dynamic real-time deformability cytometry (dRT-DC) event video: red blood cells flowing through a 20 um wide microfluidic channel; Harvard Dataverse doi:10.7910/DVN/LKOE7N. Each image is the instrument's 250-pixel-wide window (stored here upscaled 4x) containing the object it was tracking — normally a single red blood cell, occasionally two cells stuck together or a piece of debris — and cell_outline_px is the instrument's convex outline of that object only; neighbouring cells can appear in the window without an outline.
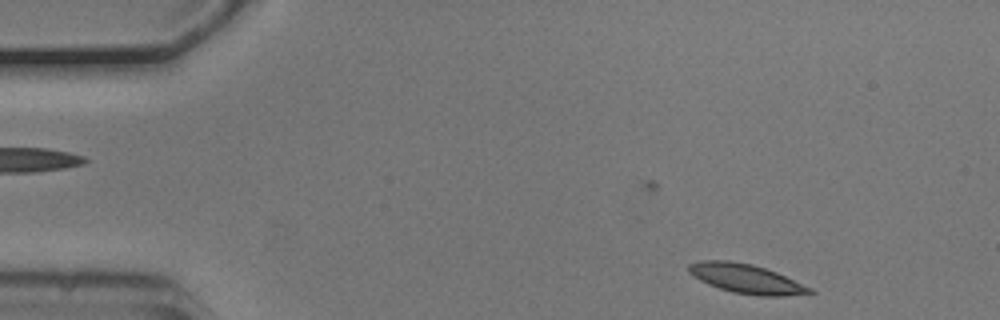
{"species": "common noctule bat (a hibernating species)", "species_latin": "Nyctalus noctula", "temperature_condition": "cold", "stored_images_in_passage": 49, "camera_frame_rate_fps": 3000, "um_per_image_px": 0.085, "animal": {"sex": "male", "body_mass_g": 20.5, "forearm_length_mm": 52.5}, "frame": {"image": 1, "passage_image": 1, "time_ms": 0.0, "image_size_px": [1000, 320], "cell_outline_px": [[816, 292], [784, 296], [760, 296], [732, 292], [708, 284], [692, 276], [688, 272], [688, 264], [700, 260], [728, 260], [752, 264], [776, 272], [812, 288]], "centroid_in_image_um": [63.39, 23.68], "position_along_channel_um": 21.6, "area_um2": 20.58}}
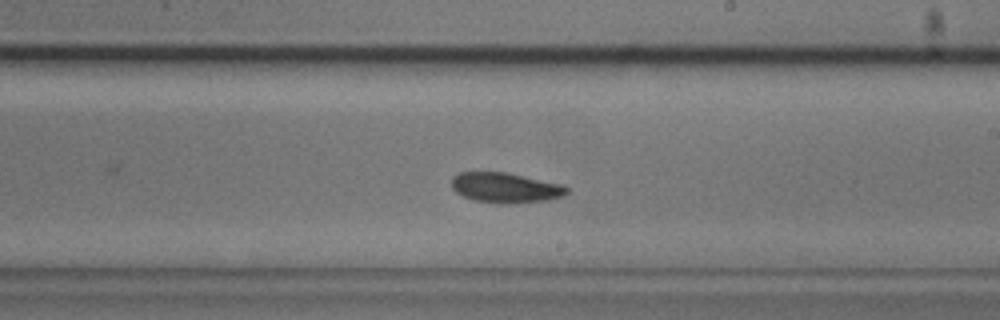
{"frame": {"image": 2, "passage_image": 26, "time_ms": 8.333, "image_size_px": [1000, 320], "cell_outline_px": [[568, 192], [564, 196], [548, 200], [496, 204], [472, 200], [456, 192], [452, 188], [452, 176], [460, 172], [508, 172], [564, 184], [568, 188]], "centroid_in_image_um": [42.98, 15.95], "position_along_channel_um": 246.0, "area_um2": 20.46}}
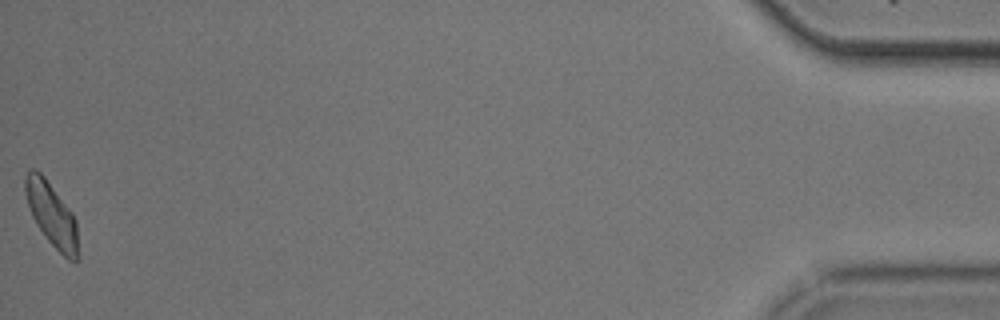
{"frame": {"image": 3, "passage_image": 49, "time_ms": 16.0, "image_size_px": [1000, 320], "cell_outline_px": [[80, 260], [68, 260], [48, 240], [36, 224], [32, 216], [24, 192], [24, 176], [32, 168], [40, 172], [44, 176], [72, 212], [76, 220]], "centroid_in_image_um": [4.41, 18.25], "position_along_channel_um": 430.8, "area_um2": 19.71}, "authors_computed_cell_mechanics": {"area_um2": 20.0566, "velocity_mm_per_s": 3.6795, "shape_relaxation_time_tau1_ms": 3.4525, "shape_relaxation_time_tau2_ms": 9.909, "deformation_change_tau1": 0.1085, "deformation_change_tau2": 0.1627}}